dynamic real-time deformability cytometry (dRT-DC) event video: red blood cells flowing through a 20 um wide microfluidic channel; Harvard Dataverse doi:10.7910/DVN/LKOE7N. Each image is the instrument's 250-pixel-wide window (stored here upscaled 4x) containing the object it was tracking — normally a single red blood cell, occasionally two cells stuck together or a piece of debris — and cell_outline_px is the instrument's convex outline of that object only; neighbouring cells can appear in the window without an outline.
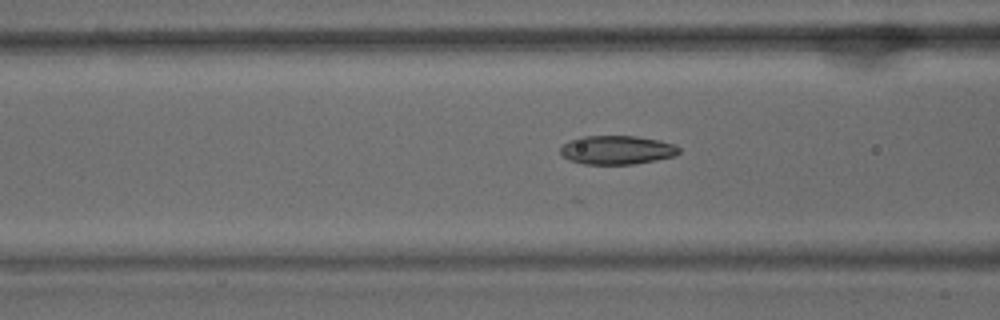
{"species": "common noctule bat (a hibernating species)", "species_latin": "Nyctalus noctula", "temperature_condition": "warm", "stored_images_in_passage": 32, "camera_frame_rate_fps": 3000, "um_per_image_px": 0.085, "animal": {"sex": "male", "body_mass_g": 15.6}, "frame": {"image": 1, "passage_image": 20, "time_ms": 6.333, "image_size_px": [1000, 320], "cell_outline_px": [[680, 152], [676, 156], [656, 160], [632, 164], [584, 164], [568, 160], [560, 152], [560, 148], [568, 140], [580, 136], [636, 136], [660, 140], [676, 144], [680, 148]], "centroid_in_image_um": [52.46, 12.74], "position_along_channel_um": 114.1, "area_um2": 20.11}}
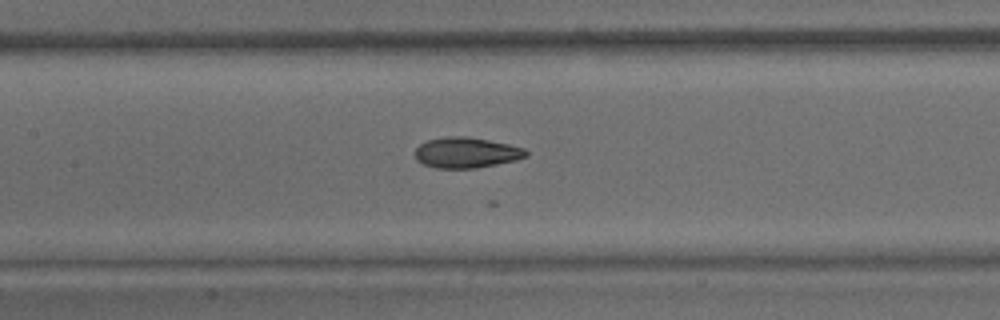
{"frame": {"image": 2, "passage_image": 24, "time_ms": 7.667, "image_size_px": [1000, 320], "cell_outline_px": [[528, 156], [516, 160], [476, 168], [436, 168], [424, 164], [416, 160], [416, 148], [420, 144], [428, 140], [448, 136], [468, 136], [508, 144], [524, 148], [528, 152]], "centroid_in_image_um": [39.65, 12.97], "position_along_channel_um": 167.8, "area_um2": 19.71}}